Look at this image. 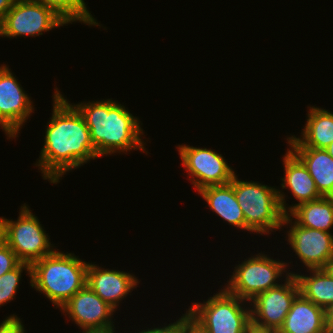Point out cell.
Listing matches in <instances>:
<instances>
[{"label":"cell","mask_w":333,"mask_h":333,"mask_svg":"<svg viewBox=\"0 0 333 333\" xmlns=\"http://www.w3.org/2000/svg\"><path fill=\"white\" fill-rule=\"evenodd\" d=\"M54 90L52 116L35 165L44 180L57 184L67 172L98 157L84 118L57 86Z\"/></svg>","instance_id":"obj_1"},{"label":"cell","mask_w":333,"mask_h":333,"mask_svg":"<svg viewBox=\"0 0 333 333\" xmlns=\"http://www.w3.org/2000/svg\"><path fill=\"white\" fill-rule=\"evenodd\" d=\"M82 115L90 130L92 144L97 157L139 150L148 154L142 122L121 105L111 99L72 104ZM141 122V123H140ZM141 124V125H140Z\"/></svg>","instance_id":"obj_2"},{"label":"cell","mask_w":333,"mask_h":333,"mask_svg":"<svg viewBox=\"0 0 333 333\" xmlns=\"http://www.w3.org/2000/svg\"><path fill=\"white\" fill-rule=\"evenodd\" d=\"M58 250L31 265L30 286L60 309L86 285L89 262Z\"/></svg>","instance_id":"obj_3"},{"label":"cell","mask_w":333,"mask_h":333,"mask_svg":"<svg viewBox=\"0 0 333 333\" xmlns=\"http://www.w3.org/2000/svg\"><path fill=\"white\" fill-rule=\"evenodd\" d=\"M245 303L249 302L221 287L203 303L193 302L187 311L192 321L206 333H249L252 330L251 309Z\"/></svg>","instance_id":"obj_4"},{"label":"cell","mask_w":333,"mask_h":333,"mask_svg":"<svg viewBox=\"0 0 333 333\" xmlns=\"http://www.w3.org/2000/svg\"><path fill=\"white\" fill-rule=\"evenodd\" d=\"M231 183L244 213L247 231L267 235L282 229L285 214L279 203V189L257 181L239 180L236 174Z\"/></svg>","instance_id":"obj_5"},{"label":"cell","mask_w":333,"mask_h":333,"mask_svg":"<svg viewBox=\"0 0 333 333\" xmlns=\"http://www.w3.org/2000/svg\"><path fill=\"white\" fill-rule=\"evenodd\" d=\"M274 260L264 253L246 258L236 265L224 288L231 294L250 302L256 295L280 284L282 274L289 275V264ZM279 282V283H278Z\"/></svg>","instance_id":"obj_6"},{"label":"cell","mask_w":333,"mask_h":333,"mask_svg":"<svg viewBox=\"0 0 333 333\" xmlns=\"http://www.w3.org/2000/svg\"><path fill=\"white\" fill-rule=\"evenodd\" d=\"M19 211L16 221L3 217L4 240L21 263L32 265L52 254L56 249L51 244L50 237L40 224V220L32 213L29 206L24 203Z\"/></svg>","instance_id":"obj_7"},{"label":"cell","mask_w":333,"mask_h":333,"mask_svg":"<svg viewBox=\"0 0 333 333\" xmlns=\"http://www.w3.org/2000/svg\"><path fill=\"white\" fill-rule=\"evenodd\" d=\"M285 277L284 284L281 282L259 293L249 302L252 330L277 333L282 327L295 297L300 293L296 277L292 274Z\"/></svg>","instance_id":"obj_8"},{"label":"cell","mask_w":333,"mask_h":333,"mask_svg":"<svg viewBox=\"0 0 333 333\" xmlns=\"http://www.w3.org/2000/svg\"><path fill=\"white\" fill-rule=\"evenodd\" d=\"M66 24L52 9L40 2L15 0L0 25V36L36 37L54 28L66 26Z\"/></svg>","instance_id":"obj_9"},{"label":"cell","mask_w":333,"mask_h":333,"mask_svg":"<svg viewBox=\"0 0 333 333\" xmlns=\"http://www.w3.org/2000/svg\"><path fill=\"white\" fill-rule=\"evenodd\" d=\"M181 163L188 172L193 187L199 191L207 186L230 183L236 174L222 154L214 149L193 147L190 145L176 146Z\"/></svg>","instance_id":"obj_10"},{"label":"cell","mask_w":333,"mask_h":333,"mask_svg":"<svg viewBox=\"0 0 333 333\" xmlns=\"http://www.w3.org/2000/svg\"><path fill=\"white\" fill-rule=\"evenodd\" d=\"M7 65L0 66V127L7 139L18 137L19 131L34 112L31 97Z\"/></svg>","instance_id":"obj_11"},{"label":"cell","mask_w":333,"mask_h":333,"mask_svg":"<svg viewBox=\"0 0 333 333\" xmlns=\"http://www.w3.org/2000/svg\"><path fill=\"white\" fill-rule=\"evenodd\" d=\"M60 311L83 330V333L115 331L112 318L116 310L87 284L74 294Z\"/></svg>","instance_id":"obj_12"},{"label":"cell","mask_w":333,"mask_h":333,"mask_svg":"<svg viewBox=\"0 0 333 333\" xmlns=\"http://www.w3.org/2000/svg\"><path fill=\"white\" fill-rule=\"evenodd\" d=\"M289 226L287 241L290 248L298 255L296 258L307 269H322L333 257V234L302 227L296 224L288 215H284L283 226Z\"/></svg>","instance_id":"obj_13"},{"label":"cell","mask_w":333,"mask_h":333,"mask_svg":"<svg viewBox=\"0 0 333 333\" xmlns=\"http://www.w3.org/2000/svg\"><path fill=\"white\" fill-rule=\"evenodd\" d=\"M88 263L86 284L115 310L140 283L134 274Z\"/></svg>","instance_id":"obj_14"},{"label":"cell","mask_w":333,"mask_h":333,"mask_svg":"<svg viewBox=\"0 0 333 333\" xmlns=\"http://www.w3.org/2000/svg\"><path fill=\"white\" fill-rule=\"evenodd\" d=\"M284 177L282 181V189L290 190V193L298 200L296 204L288 206L286 204V195L282 190H278V198L281 209L287 215L295 206L316 200L322 195L318 192L315 181L309 174L304 164L289 150H286L283 156Z\"/></svg>","instance_id":"obj_15"},{"label":"cell","mask_w":333,"mask_h":333,"mask_svg":"<svg viewBox=\"0 0 333 333\" xmlns=\"http://www.w3.org/2000/svg\"><path fill=\"white\" fill-rule=\"evenodd\" d=\"M307 122L301 136H287L289 147L325 149L333 142V113L315 106L308 107Z\"/></svg>","instance_id":"obj_16"},{"label":"cell","mask_w":333,"mask_h":333,"mask_svg":"<svg viewBox=\"0 0 333 333\" xmlns=\"http://www.w3.org/2000/svg\"><path fill=\"white\" fill-rule=\"evenodd\" d=\"M277 333H328L325 310L299 293Z\"/></svg>","instance_id":"obj_17"},{"label":"cell","mask_w":333,"mask_h":333,"mask_svg":"<svg viewBox=\"0 0 333 333\" xmlns=\"http://www.w3.org/2000/svg\"><path fill=\"white\" fill-rule=\"evenodd\" d=\"M197 192L207 202L209 209L227 221L228 225L247 231L244 213L238 204L231 182L207 186Z\"/></svg>","instance_id":"obj_18"},{"label":"cell","mask_w":333,"mask_h":333,"mask_svg":"<svg viewBox=\"0 0 333 333\" xmlns=\"http://www.w3.org/2000/svg\"><path fill=\"white\" fill-rule=\"evenodd\" d=\"M307 168L322 196L333 197V158L325 149L288 148Z\"/></svg>","instance_id":"obj_19"},{"label":"cell","mask_w":333,"mask_h":333,"mask_svg":"<svg viewBox=\"0 0 333 333\" xmlns=\"http://www.w3.org/2000/svg\"><path fill=\"white\" fill-rule=\"evenodd\" d=\"M287 215L302 227L331 233L330 229L333 227V197L322 196L316 200L301 203L295 206Z\"/></svg>","instance_id":"obj_20"},{"label":"cell","mask_w":333,"mask_h":333,"mask_svg":"<svg viewBox=\"0 0 333 333\" xmlns=\"http://www.w3.org/2000/svg\"><path fill=\"white\" fill-rule=\"evenodd\" d=\"M309 276L289 272L296 277L300 293L315 305L326 310L333 304V278L323 269H309Z\"/></svg>","instance_id":"obj_21"},{"label":"cell","mask_w":333,"mask_h":333,"mask_svg":"<svg viewBox=\"0 0 333 333\" xmlns=\"http://www.w3.org/2000/svg\"><path fill=\"white\" fill-rule=\"evenodd\" d=\"M52 9L67 25L80 22L88 26H100L87 9L84 0H35Z\"/></svg>","instance_id":"obj_22"},{"label":"cell","mask_w":333,"mask_h":333,"mask_svg":"<svg viewBox=\"0 0 333 333\" xmlns=\"http://www.w3.org/2000/svg\"><path fill=\"white\" fill-rule=\"evenodd\" d=\"M23 271L31 277V265L28 263H20L12 271L0 276V307L14 300Z\"/></svg>","instance_id":"obj_23"},{"label":"cell","mask_w":333,"mask_h":333,"mask_svg":"<svg viewBox=\"0 0 333 333\" xmlns=\"http://www.w3.org/2000/svg\"><path fill=\"white\" fill-rule=\"evenodd\" d=\"M21 262L14 251L4 242L0 245V276L12 271Z\"/></svg>","instance_id":"obj_24"},{"label":"cell","mask_w":333,"mask_h":333,"mask_svg":"<svg viewBox=\"0 0 333 333\" xmlns=\"http://www.w3.org/2000/svg\"><path fill=\"white\" fill-rule=\"evenodd\" d=\"M138 333H185V313L176 322L170 323L167 326L165 324L163 327L148 328Z\"/></svg>","instance_id":"obj_25"},{"label":"cell","mask_w":333,"mask_h":333,"mask_svg":"<svg viewBox=\"0 0 333 333\" xmlns=\"http://www.w3.org/2000/svg\"><path fill=\"white\" fill-rule=\"evenodd\" d=\"M0 333H26L21 319L13 314L0 323Z\"/></svg>","instance_id":"obj_26"},{"label":"cell","mask_w":333,"mask_h":333,"mask_svg":"<svg viewBox=\"0 0 333 333\" xmlns=\"http://www.w3.org/2000/svg\"><path fill=\"white\" fill-rule=\"evenodd\" d=\"M185 333H206L192 321L187 309L185 313Z\"/></svg>","instance_id":"obj_27"},{"label":"cell","mask_w":333,"mask_h":333,"mask_svg":"<svg viewBox=\"0 0 333 333\" xmlns=\"http://www.w3.org/2000/svg\"><path fill=\"white\" fill-rule=\"evenodd\" d=\"M325 326L328 333H333V304L325 310Z\"/></svg>","instance_id":"obj_28"},{"label":"cell","mask_w":333,"mask_h":333,"mask_svg":"<svg viewBox=\"0 0 333 333\" xmlns=\"http://www.w3.org/2000/svg\"><path fill=\"white\" fill-rule=\"evenodd\" d=\"M15 0H0V25L6 13L12 8Z\"/></svg>","instance_id":"obj_29"},{"label":"cell","mask_w":333,"mask_h":333,"mask_svg":"<svg viewBox=\"0 0 333 333\" xmlns=\"http://www.w3.org/2000/svg\"><path fill=\"white\" fill-rule=\"evenodd\" d=\"M330 277L333 278V257L322 268Z\"/></svg>","instance_id":"obj_30"},{"label":"cell","mask_w":333,"mask_h":333,"mask_svg":"<svg viewBox=\"0 0 333 333\" xmlns=\"http://www.w3.org/2000/svg\"><path fill=\"white\" fill-rule=\"evenodd\" d=\"M4 221H3V216L0 217V245L4 243Z\"/></svg>","instance_id":"obj_31"},{"label":"cell","mask_w":333,"mask_h":333,"mask_svg":"<svg viewBox=\"0 0 333 333\" xmlns=\"http://www.w3.org/2000/svg\"><path fill=\"white\" fill-rule=\"evenodd\" d=\"M327 153L333 158V142L325 148Z\"/></svg>","instance_id":"obj_32"},{"label":"cell","mask_w":333,"mask_h":333,"mask_svg":"<svg viewBox=\"0 0 333 333\" xmlns=\"http://www.w3.org/2000/svg\"><path fill=\"white\" fill-rule=\"evenodd\" d=\"M83 333V332H82ZM89 333H116V331H108V332H89Z\"/></svg>","instance_id":"obj_33"},{"label":"cell","mask_w":333,"mask_h":333,"mask_svg":"<svg viewBox=\"0 0 333 333\" xmlns=\"http://www.w3.org/2000/svg\"><path fill=\"white\" fill-rule=\"evenodd\" d=\"M249 333H260V332L251 330Z\"/></svg>","instance_id":"obj_34"}]
</instances>
